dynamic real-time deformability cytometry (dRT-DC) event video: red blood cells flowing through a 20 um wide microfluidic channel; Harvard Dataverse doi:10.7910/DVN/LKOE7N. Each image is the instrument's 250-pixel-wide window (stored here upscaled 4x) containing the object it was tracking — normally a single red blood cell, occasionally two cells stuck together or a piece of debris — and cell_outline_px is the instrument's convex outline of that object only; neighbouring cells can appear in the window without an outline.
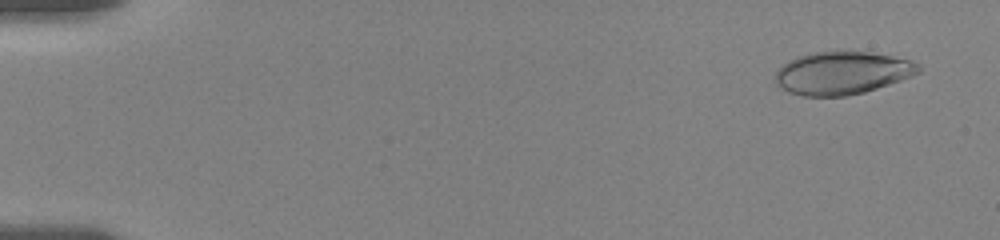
{"species": "human", "species_latin": "Homo sapiens", "temperature_condition": "room temperature", "stored_images_in_passage": 60, "camera_frame_rate_fps": 3000, "um_per_image_px": 0.085, "donor": {"sex": "female"}, "frame": {"image": 1, "passage_image": 4, "time_ms": 0.667, "image_size_px": [1000, 240], "cell_outline_px": [[920, 72], [912, 76], [864, 92], [844, 96], [804, 96], [788, 92], [780, 88], [776, 84], [776, 72], [788, 60], [796, 56], [816, 52], [872, 52], [892, 56], [908, 60], [920, 64]], "centroid_in_image_um": [71.57, 6.21], "position_along_channel_um": 13.4, "area_um2": 35.49}}
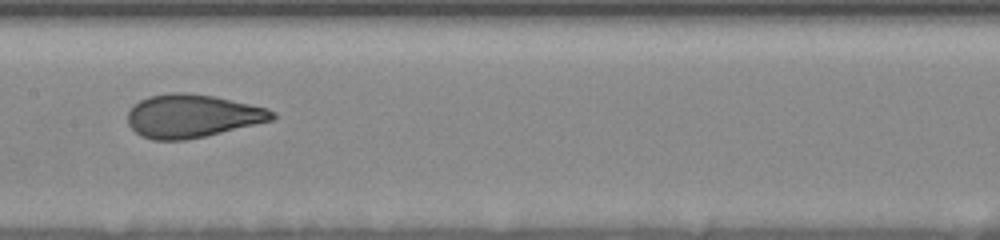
{"frame": {"image": 2, "passage_image": 35, "time_ms": 9.333, "image_size_px": [1000, 240], "cell_outline_px": [[276, 116], [272, 120], [204, 136], [184, 140], [152, 140], [140, 136], [128, 124], [128, 112], [132, 104], [148, 96], [172, 92], [184, 92], [212, 96], [268, 108], [276, 112]], "centroid_in_image_um": [16.3, 9.85], "position_along_channel_um": 191.1, "area_um2": 36.24}}
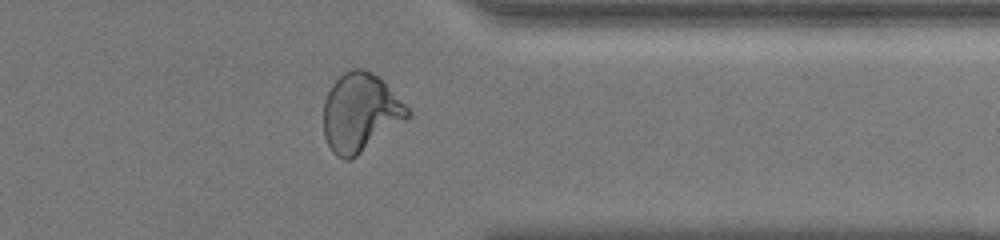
{"frame": {"image": 3, "passage_image": 50, "time_ms": 14.667, "image_size_px": [1000, 240], "cell_outline_px": [[412, 116], [408, 120], [356, 156], [348, 160], [344, 160], [336, 156], [332, 152], [324, 136], [324, 100], [332, 84], [344, 72], [352, 68], [364, 68], [380, 76], [412, 112]], "centroid_in_image_um": [30.66, 9.56], "position_along_channel_um": 380.7, "area_um2": 38.84}, "authors_computed_cell_mechanics": {"area_um2": 36.2984, "velocity_mm_per_s": 3.6311, "shape_relaxation_time_tau1_ms": 4.359, "shape_relaxation_time_tau2_ms": 0.7678, "deformation_change_tau1": 0.1896, "deformation_change_tau2": 0.0685}}